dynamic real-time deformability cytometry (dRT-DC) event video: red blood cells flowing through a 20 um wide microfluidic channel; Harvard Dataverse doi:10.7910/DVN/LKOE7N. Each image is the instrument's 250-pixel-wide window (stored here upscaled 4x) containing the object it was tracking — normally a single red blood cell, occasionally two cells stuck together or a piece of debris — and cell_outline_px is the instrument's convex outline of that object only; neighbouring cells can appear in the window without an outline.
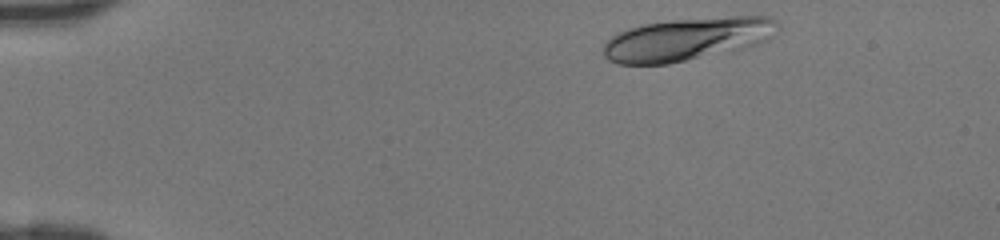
{"species": "human", "species_latin": "Homo sapiens", "temperature_condition": "room temperature", "stored_images_in_passage": 40, "camera_frame_rate_fps": 3000, "um_per_image_px": 0.085, "donor": {"sex": "female"}, "frame": {"image": 1, "passage_image": 2, "time_ms": 0.333, "image_size_px": [1000, 240], "cell_outline_px": [[776, 24], [772, 36], [768, 40], [732, 52], [668, 64], [616, 64], [608, 60], [604, 56], [604, 44], [616, 32], [628, 28], [644, 24], [672, 20], [732, 16], [772, 16], [776, 20]], "centroid_in_image_um": [58.39, 3.34], "position_along_channel_um": 26.6, "area_um2": 43.75}}
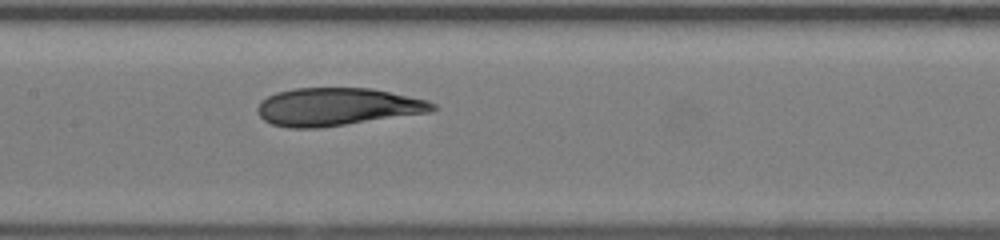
{"frame": {"image": 2, "passage_image": 18, "time_ms": 5.667, "image_size_px": [1000, 240], "cell_outline_px": [[436, 108], [428, 112], [320, 128], [288, 128], [272, 124], [264, 120], [260, 116], [256, 108], [260, 100], [276, 92], [296, 88], [372, 88], [428, 100], [436, 104]], "centroid_in_image_um": [28.62, 9.07], "position_along_channel_um": 178.8, "area_um2": 38.49}}
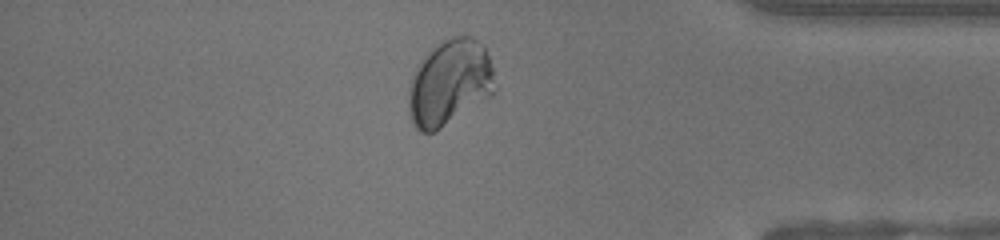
{"frame": {"image": 3, "passage_image": 34, "time_ms": 11.0, "image_size_px": [1000, 240], "cell_outline_px": [[496, 88], [492, 96], [436, 132], [420, 132], [416, 128], [412, 120], [408, 108], [408, 88], [416, 64], [432, 48], [444, 40], [452, 36], [468, 36], [484, 44], [492, 68]], "centroid_in_image_um": [38.21, 7.05], "position_along_channel_um": 397.0, "area_um2": 43.52}}